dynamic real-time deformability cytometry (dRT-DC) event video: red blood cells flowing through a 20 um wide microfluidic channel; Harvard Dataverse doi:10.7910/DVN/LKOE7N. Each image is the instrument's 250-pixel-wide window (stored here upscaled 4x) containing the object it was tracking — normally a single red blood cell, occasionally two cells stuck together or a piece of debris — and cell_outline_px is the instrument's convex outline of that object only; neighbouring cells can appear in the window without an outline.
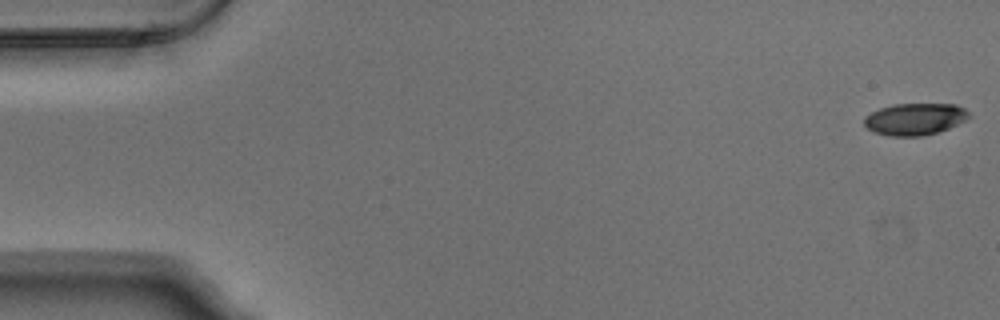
{"species": "Egyptian fruit bat (a non-hibernating species)", "species_latin": "Rousettus aegyptiacus", "temperature_condition": "warm", "stored_images_in_passage": 6, "camera_frame_rate_fps": 3000, "um_per_image_px": 0.085, "animal": {"sex": "male"}, "frame": {"image": 1, "passage_image": 1, "time_ms": 0.0, "image_size_px": [1000, 320], "cell_outline_px": [[972, 116], [948, 128], [936, 132], [920, 136], [888, 136], [872, 132], [864, 124], [864, 116], [880, 108], [892, 104], [956, 104], [964, 108]], "centroid_in_image_um": [77.73, 10.12], "position_along_channel_um": 7.3, "area_um2": 19.42}}
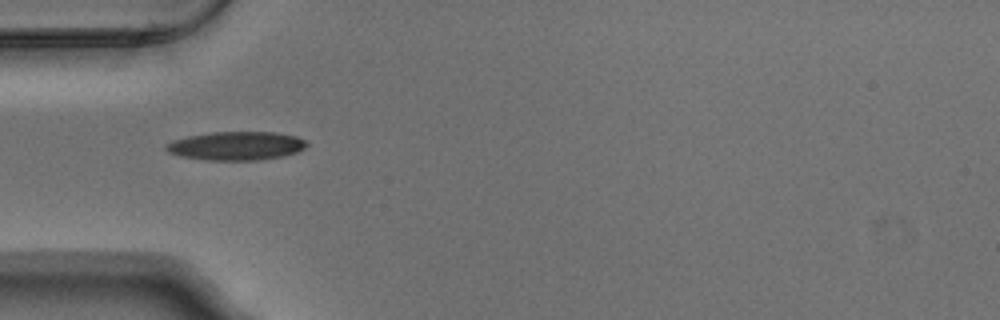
{"frame": {"image": 2, "passage_image": 5, "time_ms": 1.333, "image_size_px": [1000, 320], "cell_outline_px": [[308, 144], [304, 148], [296, 152], [280, 156], [256, 160], [208, 160], [180, 156], [168, 152], [164, 148], [164, 144], [172, 140], [188, 136], [212, 132], [276, 132], [296, 136], [308, 140]], "centroid_in_image_um": [20.06, 12.39], "position_along_channel_um": 64.9, "area_um2": 23.47}}
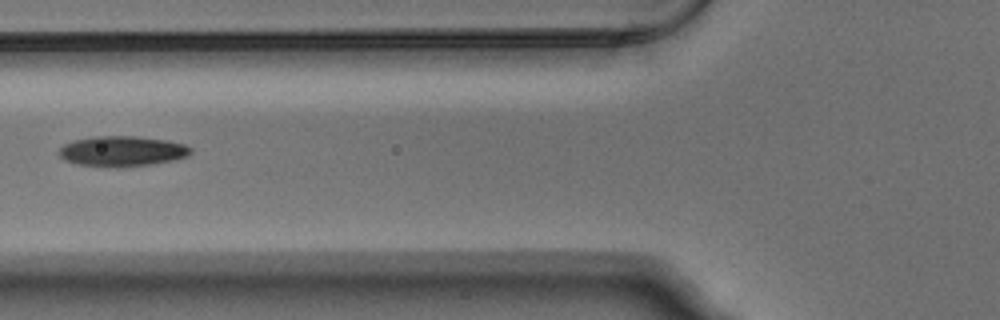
{"frame": {"image": 3, "passage_image": 6, "time_ms": 1.667, "image_size_px": [1000, 320], "cell_outline_px": [[192, 152], [188, 156], [172, 160], [148, 164], [116, 168], [108, 168], [76, 164], [64, 160], [56, 152], [64, 144], [76, 140], [96, 136], [136, 136], [164, 140], [184, 144], [192, 148]], "centroid_in_image_um": [10.34, 12.86], "position_along_channel_um": 115.5, "area_um2": 23.35}}